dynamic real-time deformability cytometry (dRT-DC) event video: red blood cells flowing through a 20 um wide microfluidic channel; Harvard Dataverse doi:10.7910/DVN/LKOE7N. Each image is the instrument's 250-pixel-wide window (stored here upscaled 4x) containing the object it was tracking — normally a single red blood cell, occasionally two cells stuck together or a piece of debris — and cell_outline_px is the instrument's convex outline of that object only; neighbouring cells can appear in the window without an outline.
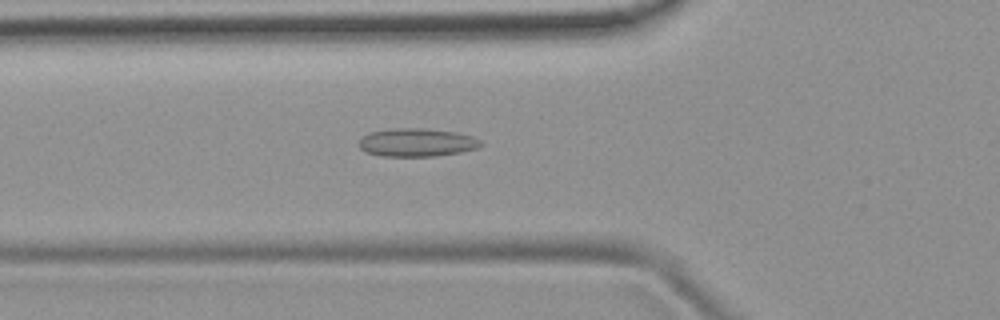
{"species": "common noctule bat (a hibernating species)", "species_latin": "Nyctalus noctula", "temperature_condition": "room temperature", "stored_images_in_passage": 51, "camera_frame_rate_fps": 3000, "um_per_image_px": 0.085, "animal": {"sex": "female", "body_mass_g": 19.9}, "frame": {"image": 1, "passage_image": 18, "time_ms": 5.667, "image_size_px": [1000, 320], "cell_outline_px": [[484, 144], [476, 148], [460, 152], [436, 156], [380, 156], [364, 152], [360, 148], [360, 140], [368, 132], [392, 128], [424, 128], [456, 132], [472, 136], [480, 140]], "centroid_in_image_um": [35.42, 12.11], "position_along_channel_um": 90.4, "area_um2": 20.11}}
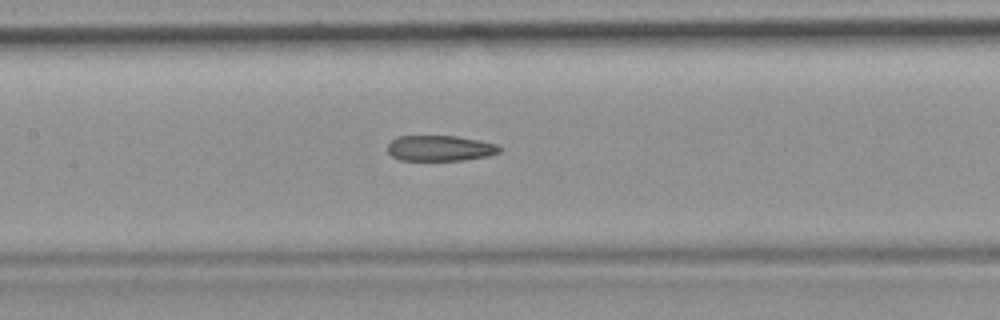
{"frame": {"image": 2, "passage_image": 24, "time_ms": 7.667, "image_size_px": [1000, 320], "cell_outline_px": [[504, 148], [500, 152], [488, 156], [464, 160], [400, 160], [392, 156], [388, 152], [388, 144], [396, 136], [456, 136], [480, 140], [496, 144]], "centroid_in_image_um": [37.43, 12.59], "position_along_channel_um": 170.0, "area_um2": 16.82}}
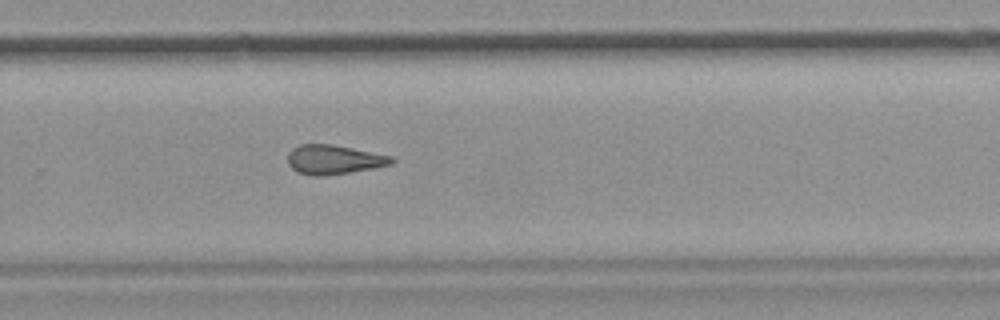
{"frame": {"image": 3, "passage_image": 34, "time_ms": 11.0, "image_size_px": [1000, 320], "cell_outline_px": [[396, 160], [392, 164], [372, 168], [324, 176], [308, 176], [296, 172], [288, 164], [288, 152], [292, 148], [300, 144], [332, 144], [392, 156]], "centroid_in_image_um": [28.34, 13.57], "position_along_channel_um": 301.5, "area_um2": 17.8}, "authors_computed_cell_mechanics": {"area_um2": 18.3226, "velocity_mm_per_s": 3.9618, "shape_relaxation_time_tau1_ms": null, "shape_relaxation_time_tau2_ms": 5.1209, "deformation_change_tau1": null, "deformation_change_tau2": 0.1661}}